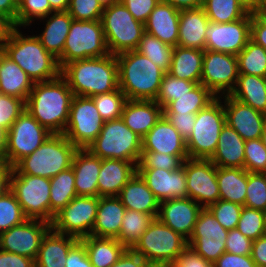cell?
<instances>
[{
    "label": "cell",
    "instance_id": "obj_27",
    "mask_svg": "<svg viewBox=\"0 0 266 267\" xmlns=\"http://www.w3.org/2000/svg\"><path fill=\"white\" fill-rule=\"evenodd\" d=\"M101 159L88 149H78L74 155L72 169L75 175V189L78 196L99 197L98 176Z\"/></svg>",
    "mask_w": 266,
    "mask_h": 267
},
{
    "label": "cell",
    "instance_id": "obj_55",
    "mask_svg": "<svg viewBox=\"0 0 266 267\" xmlns=\"http://www.w3.org/2000/svg\"><path fill=\"white\" fill-rule=\"evenodd\" d=\"M25 110V102L17 97L0 94V127L7 130Z\"/></svg>",
    "mask_w": 266,
    "mask_h": 267
},
{
    "label": "cell",
    "instance_id": "obj_41",
    "mask_svg": "<svg viewBox=\"0 0 266 267\" xmlns=\"http://www.w3.org/2000/svg\"><path fill=\"white\" fill-rule=\"evenodd\" d=\"M153 220L149 214L126 209L117 240L126 249H131Z\"/></svg>",
    "mask_w": 266,
    "mask_h": 267
},
{
    "label": "cell",
    "instance_id": "obj_70",
    "mask_svg": "<svg viewBox=\"0 0 266 267\" xmlns=\"http://www.w3.org/2000/svg\"><path fill=\"white\" fill-rule=\"evenodd\" d=\"M7 144H8V130L3 127H0V158L1 159L5 157Z\"/></svg>",
    "mask_w": 266,
    "mask_h": 267
},
{
    "label": "cell",
    "instance_id": "obj_50",
    "mask_svg": "<svg viewBox=\"0 0 266 267\" xmlns=\"http://www.w3.org/2000/svg\"><path fill=\"white\" fill-rule=\"evenodd\" d=\"M52 12L48 0H21L18 3L17 27L29 25L34 17L44 19Z\"/></svg>",
    "mask_w": 266,
    "mask_h": 267
},
{
    "label": "cell",
    "instance_id": "obj_78",
    "mask_svg": "<svg viewBox=\"0 0 266 267\" xmlns=\"http://www.w3.org/2000/svg\"><path fill=\"white\" fill-rule=\"evenodd\" d=\"M264 214H265V225H266V211H264Z\"/></svg>",
    "mask_w": 266,
    "mask_h": 267
},
{
    "label": "cell",
    "instance_id": "obj_24",
    "mask_svg": "<svg viewBox=\"0 0 266 267\" xmlns=\"http://www.w3.org/2000/svg\"><path fill=\"white\" fill-rule=\"evenodd\" d=\"M163 115V108L151 100H126L121 119L125 125L143 138Z\"/></svg>",
    "mask_w": 266,
    "mask_h": 267
},
{
    "label": "cell",
    "instance_id": "obj_10",
    "mask_svg": "<svg viewBox=\"0 0 266 267\" xmlns=\"http://www.w3.org/2000/svg\"><path fill=\"white\" fill-rule=\"evenodd\" d=\"M217 97L196 114L193 131L186 140L188 158L210 159L215 153L219 135L226 124L224 106Z\"/></svg>",
    "mask_w": 266,
    "mask_h": 267
},
{
    "label": "cell",
    "instance_id": "obj_73",
    "mask_svg": "<svg viewBox=\"0 0 266 267\" xmlns=\"http://www.w3.org/2000/svg\"><path fill=\"white\" fill-rule=\"evenodd\" d=\"M266 6V0H256V12H261L262 8Z\"/></svg>",
    "mask_w": 266,
    "mask_h": 267
},
{
    "label": "cell",
    "instance_id": "obj_3",
    "mask_svg": "<svg viewBox=\"0 0 266 267\" xmlns=\"http://www.w3.org/2000/svg\"><path fill=\"white\" fill-rule=\"evenodd\" d=\"M116 58L118 85L126 99L155 101L165 72L136 50Z\"/></svg>",
    "mask_w": 266,
    "mask_h": 267
},
{
    "label": "cell",
    "instance_id": "obj_4",
    "mask_svg": "<svg viewBox=\"0 0 266 267\" xmlns=\"http://www.w3.org/2000/svg\"><path fill=\"white\" fill-rule=\"evenodd\" d=\"M13 26L1 50L35 82L50 81L60 75L55 58L37 36L25 37Z\"/></svg>",
    "mask_w": 266,
    "mask_h": 267
},
{
    "label": "cell",
    "instance_id": "obj_71",
    "mask_svg": "<svg viewBox=\"0 0 266 267\" xmlns=\"http://www.w3.org/2000/svg\"><path fill=\"white\" fill-rule=\"evenodd\" d=\"M50 7L54 12L67 11L69 0H48Z\"/></svg>",
    "mask_w": 266,
    "mask_h": 267
},
{
    "label": "cell",
    "instance_id": "obj_68",
    "mask_svg": "<svg viewBox=\"0 0 266 267\" xmlns=\"http://www.w3.org/2000/svg\"><path fill=\"white\" fill-rule=\"evenodd\" d=\"M160 2L170 4L173 7L182 10L202 7L204 0H160Z\"/></svg>",
    "mask_w": 266,
    "mask_h": 267
},
{
    "label": "cell",
    "instance_id": "obj_25",
    "mask_svg": "<svg viewBox=\"0 0 266 267\" xmlns=\"http://www.w3.org/2000/svg\"><path fill=\"white\" fill-rule=\"evenodd\" d=\"M179 19V9L160 2L145 22V32L160 39L163 43L176 47L179 37Z\"/></svg>",
    "mask_w": 266,
    "mask_h": 267
},
{
    "label": "cell",
    "instance_id": "obj_62",
    "mask_svg": "<svg viewBox=\"0 0 266 267\" xmlns=\"http://www.w3.org/2000/svg\"><path fill=\"white\" fill-rule=\"evenodd\" d=\"M250 39L266 49V17L261 12L251 13Z\"/></svg>",
    "mask_w": 266,
    "mask_h": 267
},
{
    "label": "cell",
    "instance_id": "obj_76",
    "mask_svg": "<svg viewBox=\"0 0 266 267\" xmlns=\"http://www.w3.org/2000/svg\"><path fill=\"white\" fill-rule=\"evenodd\" d=\"M148 267H170V266L150 264Z\"/></svg>",
    "mask_w": 266,
    "mask_h": 267
},
{
    "label": "cell",
    "instance_id": "obj_54",
    "mask_svg": "<svg viewBox=\"0 0 266 267\" xmlns=\"http://www.w3.org/2000/svg\"><path fill=\"white\" fill-rule=\"evenodd\" d=\"M183 160L176 155L159 152H142L137 168H161L176 170L183 164Z\"/></svg>",
    "mask_w": 266,
    "mask_h": 267
},
{
    "label": "cell",
    "instance_id": "obj_5",
    "mask_svg": "<svg viewBox=\"0 0 266 267\" xmlns=\"http://www.w3.org/2000/svg\"><path fill=\"white\" fill-rule=\"evenodd\" d=\"M78 148L64 134H52L29 156L21 159L11 174H27L51 179L72 166Z\"/></svg>",
    "mask_w": 266,
    "mask_h": 267
},
{
    "label": "cell",
    "instance_id": "obj_72",
    "mask_svg": "<svg viewBox=\"0 0 266 267\" xmlns=\"http://www.w3.org/2000/svg\"><path fill=\"white\" fill-rule=\"evenodd\" d=\"M250 13H256V0H238Z\"/></svg>",
    "mask_w": 266,
    "mask_h": 267
},
{
    "label": "cell",
    "instance_id": "obj_39",
    "mask_svg": "<svg viewBox=\"0 0 266 267\" xmlns=\"http://www.w3.org/2000/svg\"><path fill=\"white\" fill-rule=\"evenodd\" d=\"M76 196L75 175L72 166L50 179V223L55 214Z\"/></svg>",
    "mask_w": 266,
    "mask_h": 267
},
{
    "label": "cell",
    "instance_id": "obj_35",
    "mask_svg": "<svg viewBox=\"0 0 266 267\" xmlns=\"http://www.w3.org/2000/svg\"><path fill=\"white\" fill-rule=\"evenodd\" d=\"M51 14L53 15L50 18L47 17L45 30L37 37L44 48L58 59L63 53L73 18L68 11H58Z\"/></svg>",
    "mask_w": 266,
    "mask_h": 267
},
{
    "label": "cell",
    "instance_id": "obj_66",
    "mask_svg": "<svg viewBox=\"0 0 266 267\" xmlns=\"http://www.w3.org/2000/svg\"><path fill=\"white\" fill-rule=\"evenodd\" d=\"M17 10V0H0V15L15 27H17Z\"/></svg>",
    "mask_w": 266,
    "mask_h": 267
},
{
    "label": "cell",
    "instance_id": "obj_47",
    "mask_svg": "<svg viewBox=\"0 0 266 267\" xmlns=\"http://www.w3.org/2000/svg\"><path fill=\"white\" fill-rule=\"evenodd\" d=\"M91 98L104 121L121 118L122 109L127 99L119 88L109 93L94 95Z\"/></svg>",
    "mask_w": 266,
    "mask_h": 267
},
{
    "label": "cell",
    "instance_id": "obj_29",
    "mask_svg": "<svg viewBox=\"0 0 266 267\" xmlns=\"http://www.w3.org/2000/svg\"><path fill=\"white\" fill-rule=\"evenodd\" d=\"M125 212L126 208L117 196L99 197L91 236L117 239Z\"/></svg>",
    "mask_w": 266,
    "mask_h": 267
},
{
    "label": "cell",
    "instance_id": "obj_63",
    "mask_svg": "<svg viewBox=\"0 0 266 267\" xmlns=\"http://www.w3.org/2000/svg\"><path fill=\"white\" fill-rule=\"evenodd\" d=\"M0 267H35V259L0 249Z\"/></svg>",
    "mask_w": 266,
    "mask_h": 267
},
{
    "label": "cell",
    "instance_id": "obj_53",
    "mask_svg": "<svg viewBox=\"0 0 266 267\" xmlns=\"http://www.w3.org/2000/svg\"><path fill=\"white\" fill-rule=\"evenodd\" d=\"M67 11L74 20H101L104 7L98 0H69Z\"/></svg>",
    "mask_w": 266,
    "mask_h": 267
},
{
    "label": "cell",
    "instance_id": "obj_37",
    "mask_svg": "<svg viewBox=\"0 0 266 267\" xmlns=\"http://www.w3.org/2000/svg\"><path fill=\"white\" fill-rule=\"evenodd\" d=\"M85 246L93 267H110L126 248L115 238L86 236L79 239Z\"/></svg>",
    "mask_w": 266,
    "mask_h": 267
},
{
    "label": "cell",
    "instance_id": "obj_9",
    "mask_svg": "<svg viewBox=\"0 0 266 267\" xmlns=\"http://www.w3.org/2000/svg\"><path fill=\"white\" fill-rule=\"evenodd\" d=\"M109 54L101 20H72L62 55L60 69L75 60L99 58Z\"/></svg>",
    "mask_w": 266,
    "mask_h": 267
},
{
    "label": "cell",
    "instance_id": "obj_74",
    "mask_svg": "<svg viewBox=\"0 0 266 267\" xmlns=\"http://www.w3.org/2000/svg\"><path fill=\"white\" fill-rule=\"evenodd\" d=\"M98 1L103 7H107V6H110L114 3L119 2L120 0H98Z\"/></svg>",
    "mask_w": 266,
    "mask_h": 267
},
{
    "label": "cell",
    "instance_id": "obj_23",
    "mask_svg": "<svg viewBox=\"0 0 266 267\" xmlns=\"http://www.w3.org/2000/svg\"><path fill=\"white\" fill-rule=\"evenodd\" d=\"M142 152H159L188 159L186 140L162 115L150 131L142 138Z\"/></svg>",
    "mask_w": 266,
    "mask_h": 267
},
{
    "label": "cell",
    "instance_id": "obj_77",
    "mask_svg": "<svg viewBox=\"0 0 266 267\" xmlns=\"http://www.w3.org/2000/svg\"><path fill=\"white\" fill-rule=\"evenodd\" d=\"M261 13L266 17V6L262 8Z\"/></svg>",
    "mask_w": 266,
    "mask_h": 267
},
{
    "label": "cell",
    "instance_id": "obj_30",
    "mask_svg": "<svg viewBox=\"0 0 266 267\" xmlns=\"http://www.w3.org/2000/svg\"><path fill=\"white\" fill-rule=\"evenodd\" d=\"M126 209L149 214L157 218L160 202L136 172L117 196Z\"/></svg>",
    "mask_w": 266,
    "mask_h": 267
},
{
    "label": "cell",
    "instance_id": "obj_40",
    "mask_svg": "<svg viewBox=\"0 0 266 267\" xmlns=\"http://www.w3.org/2000/svg\"><path fill=\"white\" fill-rule=\"evenodd\" d=\"M217 97L203 84H197L190 92L171 101L164 109L163 114H197L206 108Z\"/></svg>",
    "mask_w": 266,
    "mask_h": 267
},
{
    "label": "cell",
    "instance_id": "obj_28",
    "mask_svg": "<svg viewBox=\"0 0 266 267\" xmlns=\"http://www.w3.org/2000/svg\"><path fill=\"white\" fill-rule=\"evenodd\" d=\"M209 19L203 7L180 10L178 46L205 50Z\"/></svg>",
    "mask_w": 266,
    "mask_h": 267
},
{
    "label": "cell",
    "instance_id": "obj_11",
    "mask_svg": "<svg viewBox=\"0 0 266 267\" xmlns=\"http://www.w3.org/2000/svg\"><path fill=\"white\" fill-rule=\"evenodd\" d=\"M52 133L42 126L25 108L8 130V144L2 159L13 168L21 159L29 156Z\"/></svg>",
    "mask_w": 266,
    "mask_h": 267
},
{
    "label": "cell",
    "instance_id": "obj_46",
    "mask_svg": "<svg viewBox=\"0 0 266 267\" xmlns=\"http://www.w3.org/2000/svg\"><path fill=\"white\" fill-rule=\"evenodd\" d=\"M198 83L178 79L165 73L160 84L156 102L164 109L171 101L190 92Z\"/></svg>",
    "mask_w": 266,
    "mask_h": 267
},
{
    "label": "cell",
    "instance_id": "obj_64",
    "mask_svg": "<svg viewBox=\"0 0 266 267\" xmlns=\"http://www.w3.org/2000/svg\"><path fill=\"white\" fill-rule=\"evenodd\" d=\"M150 264L131 249H126L117 262L110 267H148Z\"/></svg>",
    "mask_w": 266,
    "mask_h": 267
},
{
    "label": "cell",
    "instance_id": "obj_61",
    "mask_svg": "<svg viewBox=\"0 0 266 267\" xmlns=\"http://www.w3.org/2000/svg\"><path fill=\"white\" fill-rule=\"evenodd\" d=\"M65 267H93L84 244L78 240L69 250Z\"/></svg>",
    "mask_w": 266,
    "mask_h": 267
},
{
    "label": "cell",
    "instance_id": "obj_38",
    "mask_svg": "<svg viewBox=\"0 0 266 267\" xmlns=\"http://www.w3.org/2000/svg\"><path fill=\"white\" fill-rule=\"evenodd\" d=\"M248 172L244 168L217 167L219 199L245 204Z\"/></svg>",
    "mask_w": 266,
    "mask_h": 267
},
{
    "label": "cell",
    "instance_id": "obj_42",
    "mask_svg": "<svg viewBox=\"0 0 266 267\" xmlns=\"http://www.w3.org/2000/svg\"><path fill=\"white\" fill-rule=\"evenodd\" d=\"M202 7L210 22L222 24L242 19L249 13L238 0H204Z\"/></svg>",
    "mask_w": 266,
    "mask_h": 267
},
{
    "label": "cell",
    "instance_id": "obj_75",
    "mask_svg": "<svg viewBox=\"0 0 266 267\" xmlns=\"http://www.w3.org/2000/svg\"><path fill=\"white\" fill-rule=\"evenodd\" d=\"M261 140H262L264 146L266 147V120H265L264 125H263Z\"/></svg>",
    "mask_w": 266,
    "mask_h": 267
},
{
    "label": "cell",
    "instance_id": "obj_7",
    "mask_svg": "<svg viewBox=\"0 0 266 267\" xmlns=\"http://www.w3.org/2000/svg\"><path fill=\"white\" fill-rule=\"evenodd\" d=\"M101 22L110 54L137 50L145 27L135 20L121 1L104 7Z\"/></svg>",
    "mask_w": 266,
    "mask_h": 267
},
{
    "label": "cell",
    "instance_id": "obj_17",
    "mask_svg": "<svg viewBox=\"0 0 266 267\" xmlns=\"http://www.w3.org/2000/svg\"><path fill=\"white\" fill-rule=\"evenodd\" d=\"M186 173L187 197L203 203V208L219 200L217 166L210 159H186L183 162Z\"/></svg>",
    "mask_w": 266,
    "mask_h": 267
},
{
    "label": "cell",
    "instance_id": "obj_8",
    "mask_svg": "<svg viewBox=\"0 0 266 267\" xmlns=\"http://www.w3.org/2000/svg\"><path fill=\"white\" fill-rule=\"evenodd\" d=\"M187 246L184 237L154 218L131 250L149 264L170 266Z\"/></svg>",
    "mask_w": 266,
    "mask_h": 267
},
{
    "label": "cell",
    "instance_id": "obj_45",
    "mask_svg": "<svg viewBox=\"0 0 266 267\" xmlns=\"http://www.w3.org/2000/svg\"><path fill=\"white\" fill-rule=\"evenodd\" d=\"M27 219L21 205L10 189L0 196V233L23 223Z\"/></svg>",
    "mask_w": 266,
    "mask_h": 267
},
{
    "label": "cell",
    "instance_id": "obj_18",
    "mask_svg": "<svg viewBox=\"0 0 266 267\" xmlns=\"http://www.w3.org/2000/svg\"><path fill=\"white\" fill-rule=\"evenodd\" d=\"M205 34V50L237 56L250 40L251 13L225 24L209 22Z\"/></svg>",
    "mask_w": 266,
    "mask_h": 267
},
{
    "label": "cell",
    "instance_id": "obj_13",
    "mask_svg": "<svg viewBox=\"0 0 266 267\" xmlns=\"http://www.w3.org/2000/svg\"><path fill=\"white\" fill-rule=\"evenodd\" d=\"M104 123L91 97L74 96L63 134L78 149H87L100 134Z\"/></svg>",
    "mask_w": 266,
    "mask_h": 267
},
{
    "label": "cell",
    "instance_id": "obj_21",
    "mask_svg": "<svg viewBox=\"0 0 266 267\" xmlns=\"http://www.w3.org/2000/svg\"><path fill=\"white\" fill-rule=\"evenodd\" d=\"M137 173L159 202L187 197L186 173L183 164L176 170L137 168Z\"/></svg>",
    "mask_w": 266,
    "mask_h": 267
},
{
    "label": "cell",
    "instance_id": "obj_69",
    "mask_svg": "<svg viewBox=\"0 0 266 267\" xmlns=\"http://www.w3.org/2000/svg\"><path fill=\"white\" fill-rule=\"evenodd\" d=\"M12 25L0 15V49L3 46V43L6 41L10 30L12 29Z\"/></svg>",
    "mask_w": 266,
    "mask_h": 267
},
{
    "label": "cell",
    "instance_id": "obj_44",
    "mask_svg": "<svg viewBox=\"0 0 266 267\" xmlns=\"http://www.w3.org/2000/svg\"><path fill=\"white\" fill-rule=\"evenodd\" d=\"M173 49L174 47L171 45L163 43L160 39L145 32L136 51L150 59L165 73H168Z\"/></svg>",
    "mask_w": 266,
    "mask_h": 267
},
{
    "label": "cell",
    "instance_id": "obj_2",
    "mask_svg": "<svg viewBox=\"0 0 266 267\" xmlns=\"http://www.w3.org/2000/svg\"><path fill=\"white\" fill-rule=\"evenodd\" d=\"M60 75L74 96L92 97L119 88L116 55L75 60L65 64Z\"/></svg>",
    "mask_w": 266,
    "mask_h": 267
},
{
    "label": "cell",
    "instance_id": "obj_14",
    "mask_svg": "<svg viewBox=\"0 0 266 267\" xmlns=\"http://www.w3.org/2000/svg\"><path fill=\"white\" fill-rule=\"evenodd\" d=\"M98 204L99 197L77 195L55 214L51 228L55 232L78 239L90 236L96 219Z\"/></svg>",
    "mask_w": 266,
    "mask_h": 267
},
{
    "label": "cell",
    "instance_id": "obj_12",
    "mask_svg": "<svg viewBox=\"0 0 266 267\" xmlns=\"http://www.w3.org/2000/svg\"><path fill=\"white\" fill-rule=\"evenodd\" d=\"M10 190L28 219L50 223V179L27 174H11Z\"/></svg>",
    "mask_w": 266,
    "mask_h": 267
},
{
    "label": "cell",
    "instance_id": "obj_43",
    "mask_svg": "<svg viewBox=\"0 0 266 267\" xmlns=\"http://www.w3.org/2000/svg\"><path fill=\"white\" fill-rule=\"evenodd\" d=\"M239 74L266 77V49L251 39L237 55Z\"/></svg>",
    "mask_w": 266,
    "mask_h": 267
},
{
    "label": "cell",
    "instance_id": "obj_16",
    "mask_svg": "<svg viewBox=\"0 0 266 267\" xmlns=\"http://www.w3.org/2000/svg\"><path fill=\"white\" fill-rule=\"evenodd\" d=\"M239 77L237 56L204 50L200 83L216 97L220 92L230 95ZM227 91V92H226Z\"/></svg>",
    "mask_w": 266,
    "mask_h": 267
},
{
    "label": "cell",
    "instance_id": "obj_67",
    "mask_svg": "<svg viewBox=\"0 0 266 267\" xmlns=\"http://www.w3.org/2000/svg\"><path fill=\"white\" fill-rule=\"evenodd\" d=\"M11 170L3 160L0 162V196L10 189Z\"/></svg>",
    "mask_w": 266,
    "mask_h": 267
},
{
    "label": "cell",
    "instance_id": "obj_49",
    "mask_svg": "<svg viewBox=\"0 0 266 267\" xmlns=\"http://www.w3.org/2000/svg\"><path fill=\"white\" fill-rule=\"evenodd\" d=\"M244 206L266 211V173L248 172Z\"/></svg>",
    "mask_w": 266,
    "mask_h": 267
},
{
    "label": "cell",
    "instance_id": "obj_59",
    "mask_svg": "<svg viewBox=\"0 0 266 267\" xmlns=\"http://www.w3.org/2000/svg\"><path fill=\"white\" fill-rule=\"evenodd\" d=\"M173 127L187 140L192 131L196 119V114H163Z\"/></svg>",
    "mask_w": 266,
    "mask_h": 267
},
{
    "label": "cell",
    "instance_id": "obj_51",
    "mask_svg": "<svg viewBox=\"0 0 266 267\" xmlns=\"http://www.w3.org/2000/svg\"><path fill=\"white\" fill-rule=\"evenodd\" d=\"M244 169L250 173H266V147L261 138L245 141Z\"/></svg>",
    "mask_w": 266,
    "mask_h": 267
},
{
    "label": "cell",
    "instance_id": "obj_58",
    "mask_svg": "<svg viewBox=\"0 0 266 267\" xmlns=\"http://www.w3.org/2000/svg\"><path fill=\"white\" fill-rule=\"evenodd\" d=\"M170 267H213V263L197 254L191 246H187Z\"/></svg>",
    "mask_w": 266,
    "mask_h": 267
},
{
    "label": "cell",
    "instance_id": "obj_19",
    "mask_svg": "<svg viewBox=\"0 0 266 267\" xmlns=\"http://www.w3.org/2000/svg\"><path fill=\"white\" fill-rule=\"evenodd\" d=\"M51 229V223L27 219L23 223L0 233V249L36 259L41 242Z\"/></svg>",
    "mask_w": 266,
    "mask_h": 267
},
{
    "label": "cell",
    "instance_id": "obj_31",
    "mask_svg": "<svg viewBox=\"0 0 266 267\" xmlns=\"http://www.w3.org/2000/svg\"><path fill=\"white\" fill-rule=\"evenodd\" d=\"M34 81L0 49V94L17 97L25 103Z\"/></svg>",
    "mask_w": 266,
    "mask_h": 267
},
{
    "label": "cell",
    "instance_id": "obj_36",
    "mask_svg": "<svg viewBox=\"0 0 266 267\" xmlns=\"http://www.w3.org/2000/svg\"><path fill=\"white\" fill-rule=\"evenodd\" d=\"M230 96L266 115V77L239 74Z\"/></svg>",
    "mask_w": 266,
    "mask_h": 267
},
{
    "label": "cell",
    "instance_id": "obj_34",
    "mask_svg": "<svg viewBox=\"0 0 266 267\" xmlns=\"http://www.w3.org/2000/svg\"><path fill=\"white\" fill-rule=\"evenodd\" d=\"M204 50L176 46L168 74L200 84Z\"/></svg>",
    "mask_w": 266,
    "mask_h": 267
},
{
    "label": "cell",
    "instance_id": "obj_1",
    "mask_svg": "<svg viewBox=\"0 0 266 267\" xmlns=\"http://www.w3.org/2000/svg\"><path fill=\"white\" fill-rule=\"evenodd\" d=\"M73 97L66 80L59 75L50 81L35 82L25 108L52 134H63Z\"/></svg>",
    "mask_w": 266,
    "mask_h": 267
},
{
    "label": "cell",
    "instance_id": "obj_48",
    "mask_svg": "<svg viewBox=\"0 0 266 267\" xmlns=\"http://www.w3.org/2000/svg\"><path fill=\"white\" fill-rule=\"evenodd\" d=\"M236 228L252 241L265 235L266 225L264 212L243 206Z\"/></svg>",
    "mask_w": 266,
    "mask_h": 267
},
{
    "label": "cell",
    "instance_id": "obj_32",
    "mask_svg": "<svg viewBox=\"0 0 266 267\" xmlns=\"http://www.w3.org/2000/svg\"><path fill=\"white\" fill-rule=\"evenodd\" d=\"M245 140L227 124L221 130L218 146L210 158L217 166L223 168H244Z\"/></svg>",
    "mask_w": 266,
    "mask_h": 267
},
{
    "label": "cell",
    "instance_id": "obj_56",
    "mask_svg": "<svg viewBox=\"0 0 266 267\" xmlns=\"http://www.w3.org/2000/svg\"><path fill=\"white\" fill-rule=\"evenodd\" d=\"M253 241L244 236L237 228L229 230L225 252L237 255H250Z\"/></svg>",
    "mask_w": 266,
    "mask_h": 267
},
{
    "label": "cell",
    "instance_id": "obj_65",
    "mask_svg": "<svg viewBox=\"0 0 266 267\" xmlns=\"http://www.w3.org/2000/svg\"><path fill=\"white\" fill-rule=\"evenodd\" d=\"M250 256L257 267H266V234L253 241Z\"/></svg>",
    "mask_w": 266,
    "mask_h": 267
},
{
    "label": "cell",
    "instance_id": "obj_15",
    "mask_svg": "<svg viewBox=\"0 0 266 267\" xmlns=\"http://www.w3.org/2000/svg\"><path fill=\"white\" fill-rule=\"evenodd\" d=\"M228 232L208 208H203L187 243L205 260L214 263L225 252Z\"/></svg>",
    "mask_w": 266,
    "mask_h": 267
},
{
    "label": "cell",
    "instance_id": "obj_52",
    "mask_svg": "<svg viewBox=\"0 0 266 267\" xmlns=\"http://www.w3.org/2000/svg\"><path fill=\"white\" fill-rule=\"evenodd\" d=\"M208 209L223 228L232 230L237 227L243 206L219 199L216 203L211 204Z\"/></svg>",
    "mask_w": 266,
    "mask_h": 267
},
{
    "label": "cell",
    "instance_id": "obj_6",
    "mask_svg": "<svg viewBox=\"0 0 266 267\" xmlns=\"http://www.w3.org/2000/svg\"><path fill=\"white\" fill-rule=\"evenodd\" d=\"M100 159H119L139 163L142 138L129 129L124 121H105L98 137L87 148Z\"/></svg>",
    "mask_w": 266,
    "mask_h": 267
},
{
    "label": "cell",
    "instance_id": "obj_26",
    "mask_svg": "<svg viewBox=\"0 0 266 267\" xmlns=\"http://www.w3.org/2000/svg\"><path fill=\"white\" fill-rule=\"evenodd\" d=\"M136 172L137 166L133 162L101 159L97 183L99 197L118 196Z\"/></svg>",
    "mask_w": 266,
    "mask_h": 267
},
{
    "label": "cell",
    "instance_id": "obj_60",
    "mask_svg": "<svg viewBox=\"0 0 266 267\" xmlns=\"http://www.w3.org/2000/svg\"><path fill=\"white\" fill-rule=\"evenodd\" d=\"M213 267H257L250 255H237L224 252L214 263Z\"/></svg>",
    "mask_w": 266,
    "mask_h": 267
},
{
    "label": "cell",
    "instance_id": "obj_22",
    "mask_svg": "<svg viewBox=\"0 0 266 267\" xmlns=\"http://www.w3.org/2000/svg\"><path fill=\"white\" fill-rule=\"evenodd\" d=\"M224 98L226 124L245 141L261 138L266 115L230 95Z\"/></svg>",
    "mask_w": 266,
    "mask_h": 267
},
{
    "label": "cell",
    "instance_id": "obj_33",
    "mask_svg": "<svg viewBox=\"0 0 266 267\" xmlns=\"http://www.w3.org/2000/svg\"><path fill=\"white\" fill-rule=\"evenodd\" d=\"M78 240L76 237L55 232L51 228L43 237L35 259V267H65L68 252Z\"/></svg>",
    "mask_w": 266,
    "mask_h": 267
},
{
    "label": "cell",
    "instance_id": "obj_20",
    "mask_svg": "<svg viewBox=\"0 0 266 267\" xmlns=\"http://www.w3.org/2000/svg\"><path fill=\"white\" fill-rule=\"evenodd\" d=\"M202 209L189 197L174 198L160 202L157 218L188 241Z\"/></svg>",
    "mask_w": 266,
    "mask_h": 267
},
{
    "label": "cell",
    "instance_id": "obj_57",
    "mask_svg": "<svg viewBox=\"0 0 266 267\" xmlns=\"http://www.w3.org/2000/svg\"><path fill=\"white\" fill-rule=\"evenodd\" d=\"M133 15L136 21L143 24L147 21L153 9L160 0H120Z\"/></svg>",
    "mask_w": 266,
    "mask_h": 267
}]
</instances>
